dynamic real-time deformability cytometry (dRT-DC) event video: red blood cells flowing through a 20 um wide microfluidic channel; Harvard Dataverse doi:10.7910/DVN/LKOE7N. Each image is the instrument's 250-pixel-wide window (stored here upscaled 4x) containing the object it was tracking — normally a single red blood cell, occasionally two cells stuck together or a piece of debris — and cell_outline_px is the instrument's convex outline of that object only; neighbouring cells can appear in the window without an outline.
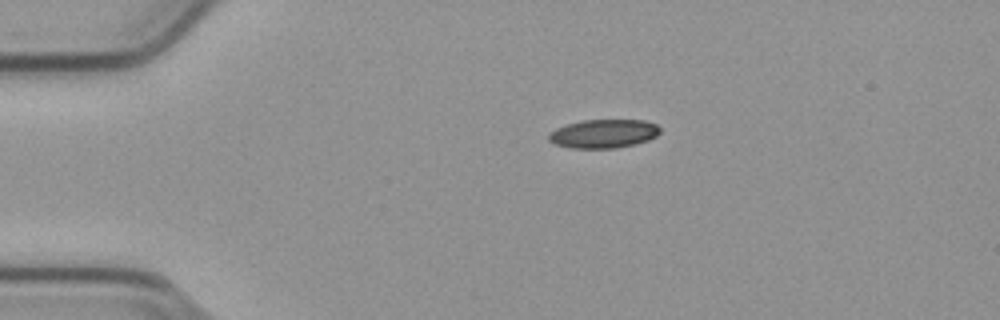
{"species": "common noctule bat (a hibernating species)", "species_latin": "Nyctalus noctula", "temperature_condition": "cold", "stored_images_in_passage": 44, "camera_frame_rate_fps": 3000, "um_per_image_px": 0.085, "animal": {"sex": "male", "body_mass_g": 23.1, "forearm_length_mm": 52.7}, "frame": {"image": 1, "passage_image": 1, "time_ms": 0.0, "image_size_px": [1000, 320], "cell_outline_px": [[660, 132], [656, 136], [648, 140], [636, 144], [616, 148], [572, 148], [556, 144], [548, 140], [548, 132], [556, 128], [568, 124], [584, 120], [644, 120], [656, 124], [660, 128]], "centroid_in_image_um": [51.31, 11.36], "position_along_channel_um": 33.7, "area_um2": 18.61}}
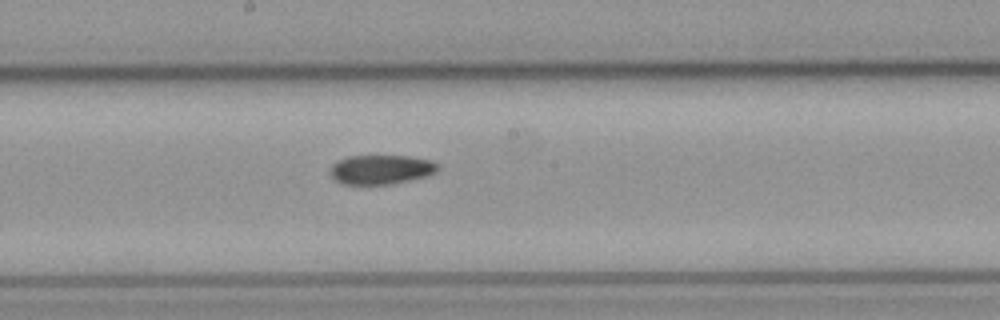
{"frame": {"image": 2, "passage_image": 19, "time_ms": 6.0, "image_size_px": [1000, 320], "cell_outline_px": [[440, 168], [436, 172], [428, 176], [388, 184], [344, 184], [336, 180], [328, 172], [328, 168], [336, 160], [348, 156], [408, 156], [432, 160], [440, 164]], "centroid_in_image_um": [32.39, 14.39], "position_along_channel_um": 215.8, "area_um2": 18.61}}
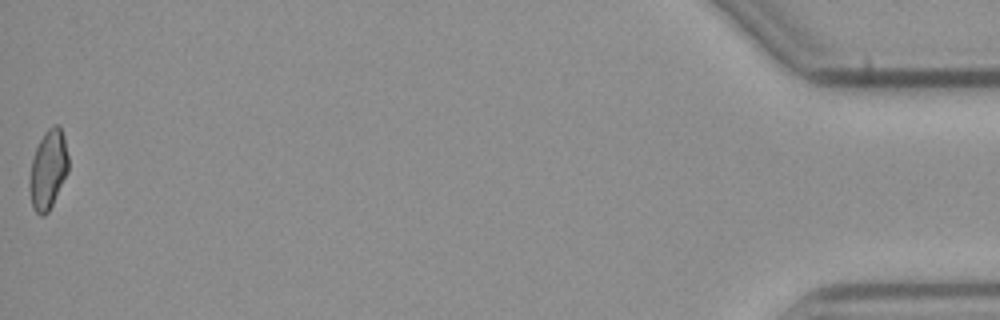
{"frame": {"image": 3, "passage_image": 44, "time_ms": 14.333, "image_size_px": [1000, 320], "cell_outline_px": [[68, 172], [48, 212], [44, 216], [40, 216], [32, 208], [28, 188], [28, 180], [32, 160], [36, 148], [44, 132], [52, 124], [60, 124], [64, 136], [68, 156]], "centroid_in_image_um": [4.07, 14.41], "position_along_channel_um": 431.1, "area_um2": 18.15}, "authors_computed_cell_mechanics": {"area_um2": 18.6694, "velocity_mm_per_s": 3.8024, "shape_relaxation_time_tau1_ms": null, "shape_relaxation_time_tau2_ms": 9.2119, "deformation_change_tau1": null, "deformation_change_tau2": 0.1532}}